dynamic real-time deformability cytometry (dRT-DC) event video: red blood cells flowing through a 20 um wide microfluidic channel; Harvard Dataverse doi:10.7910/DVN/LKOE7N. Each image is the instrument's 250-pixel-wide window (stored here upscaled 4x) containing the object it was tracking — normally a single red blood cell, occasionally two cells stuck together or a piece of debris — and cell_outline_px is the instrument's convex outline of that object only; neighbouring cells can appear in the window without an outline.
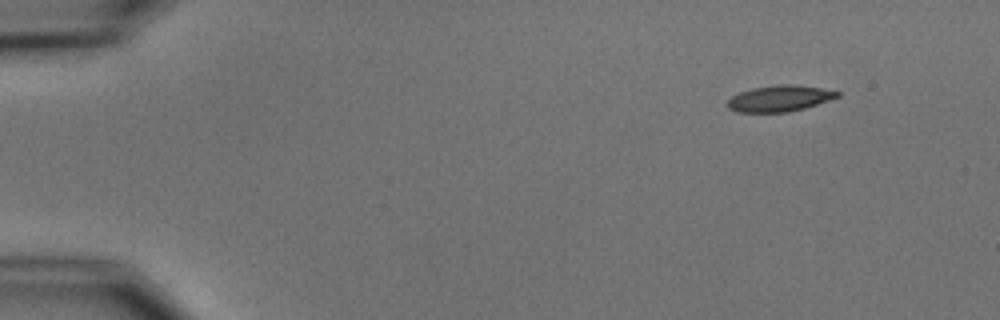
{"species": "common noctule bat (a hibernating species)", "species_latin": "Nyctalus noctula", "temperature_condition": "cold", "stored_images_in_passage": 4, "camera_frame_rate_fps": 3000, "um_per_image_px": 0.085, "animal": {"sex": "male", "body_mass_g": 15.6}, "frame": {"image": 1, "passage_image": 1, "time_ms": 0.0, "image_size_px": [1000, 320], "cell_outline_px": [[840, 96], [804, 108], [788, 112], [736, 112], [728, 108], [728, 100], [732, 96], [740, 92], [752, 88], [780, 84], [788, 84], [820, 88], [840, 92]], "centroid_in_image_um": [66.23, 8.37], "position_along_channel_um": 18.8, "area_um2": 16.47}}
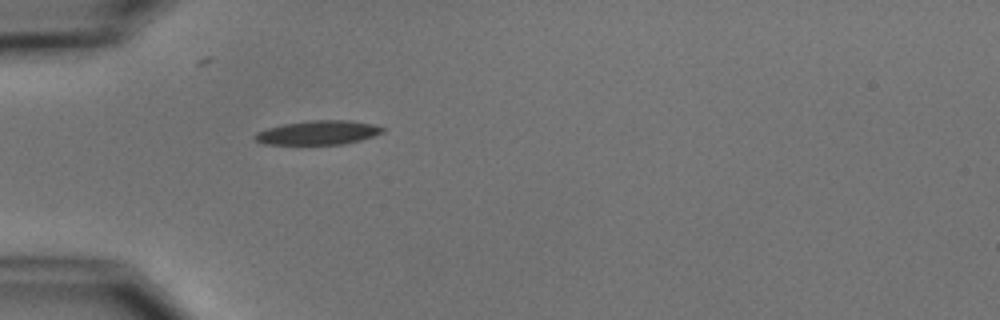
{"frame": {"image": 2, "passage_image": 4, "time_ms": 3.667, "image_size_px": [1000, 320], "cell_outline_px": [[384, 132], [360, 140], [344, 144], [260, 144], [252, 136], [256, 132], [268, 128], [284, 124], [308, 120], [352, 120], [372, 124], [384, 128]], "centroid_in_image_um": [27.02, 11.27], "position_along_channel_um": 58.0, "area_um2": 17.92}}